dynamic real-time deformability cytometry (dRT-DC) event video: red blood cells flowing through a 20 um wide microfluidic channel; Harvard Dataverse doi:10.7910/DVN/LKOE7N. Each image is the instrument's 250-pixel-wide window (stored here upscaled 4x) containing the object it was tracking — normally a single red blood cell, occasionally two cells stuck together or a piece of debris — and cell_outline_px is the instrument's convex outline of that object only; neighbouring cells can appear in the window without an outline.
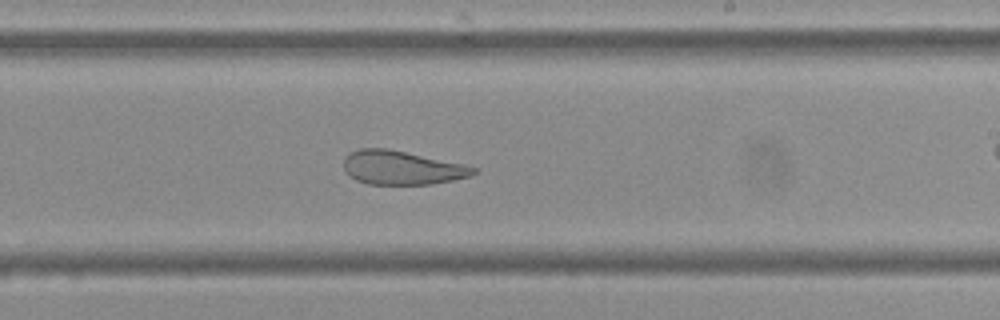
{"species": "Egyptian fruit bat (a non-hibernating species)", "species_latin": "Rousettus aegyptiacus", "temperature_condition": "cold", "stored_images_in_passage": 54, "camera_frame_rate_fps": 3000, "um_per_image_px": 0.085, "frame": {"image": 1, "passage_image": 31, "time_ms": 10.0, "image_size_px": [1000, 320], "cell_outline_px": [[480, 168], [476, 172], [468, 176], [452, 180], [432, 184], [368, 184], [356, 180], [344, 168], [344, 156], [348, 152], [360, 148], [388, 148], [464, 164]], "centroid_in_image_um": [34.15, 14.24], "position_along_channel_um": 254.9, "area_um2": 25.55}}